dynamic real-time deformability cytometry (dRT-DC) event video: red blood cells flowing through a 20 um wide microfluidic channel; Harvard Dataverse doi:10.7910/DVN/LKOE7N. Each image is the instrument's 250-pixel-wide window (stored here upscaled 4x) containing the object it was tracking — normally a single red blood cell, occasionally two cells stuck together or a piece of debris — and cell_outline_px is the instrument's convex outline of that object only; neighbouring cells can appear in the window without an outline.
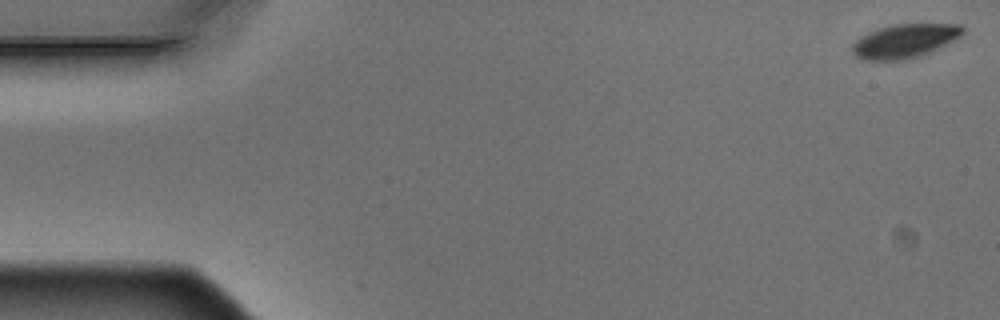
{"species": "Egyptian fruit bat (a non-hibernating species)", "species_latin": "Rousettus aegyptiacus", "temperature_condition": "warm", "stored_images_in_passage": 3, "camera_frame_rate_fps": 3000, "um_per_image_px": 0.085, "animal": {"sex": "male"}, "frame": {"image": 1, "passage_image": 1, "time_ms": 0.0, "image_size_px": [1000, 320], "cell_outline_px": [[964, 32], [956, 40], [932, 52], [908, 60], [864, 60], [856, 56], [852, 52], [852, 44], [860, 36], [868, 32], [880, 28], [896, 24], [960, 24], [964, 28]], "centroid_in_image_um": [76.93, 3.49], "position_along_channel_um": 8.1, "area_um2": 22.02}}